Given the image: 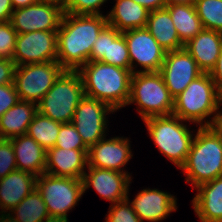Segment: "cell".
<instances>
[{
  "label": "cell",
  "instance_id": "1",
  "mask_svg": "<svg viewBox=\"0 0 222 222\" xmlns=\"http://www.w3.org/2000/svg\"><path fill=\"white\" fill-rule=\"evenodd\" d=\"M107 16L64 13L57 31V62L78 71L89 62L95 40L107 25Z\"/></svg>",
  "mask_w": 222,
  "mask_h": 222
},
{
  "label": "cell",
  "instance_id": "2",
  "mask_svg": "<svg viewBox=\"0 0 222 222\" xmlns=\"http://www.w3.org/2000/svg\"><path fill=\"white\" fill-rule=\"evenodd\" d=\"M78 72L85 96L103 101L115 111L128 105L131 69L89 61Z\"/></svg>",
  "mask_w": 222,
  "mask_h": 222
},
{
  "label": "cell",
  "instance_id": "3",
  "mask_svg": "<svg viewBox=\"0 0 222 222\" xmlns=\"http://www.w3.org/2000/svg\"><path fill=\"white\" fill-rule=\"evenodd\" d=\"M180 169L193 188L222 176V140L212 127H198Z\"/></svg>",
  "mask_w": 222,
  "mask_h": 222
},
{
  "label": "cell",
  "instance_id": "4",
  "mask_svg": "<svg viewBox=\"0 0 222 222\" xmlns=\"http://www.w3.org/2000/svg\"><path fill=\"white\" fill-rule=\"evenodd\" d=\"M221 104V92L212 77L209 73H202L174 98L172 114L183 121L200 124V127H211L213 121L221 114V111H218ZM212 114L213 118L206 122V117Z\"/></svg>",
  "mask_w": 222,
  "mask_h": 222
},
{
  "label": "cell",
  "instance_id": "5",
  "mask_svg": "<svg viewBox=\"0 0 222 222\" xmlns=\"http://www.w3.org/2000/svg\"><path fill=\"white\" fill-rule=\"evenodd\" d=\"M156 147L174 165L181 168L187 159L193 134L182 119L173 114L143 120Z\"/></svg>",
  "mask_w": 222,
  "mask_h": 222
},
{
  "label": "cell",
  "instance_id": "6",
  "mask_svg": "<svg viewBox=\"0 0 222 222\" xmlns=\"http://www.w3.org/2000/svg\"><path fill=\"white\" fill-rule=\"evenodd\" d=\"M135 103L141 119L173 113L174 98L164 84L160 72L132 73L128 105Z\"/></svg>",
  "mask_w": 222,
  "mask_h": 222
},
{
  "label": "cell",
  "instance_id": "7",
  "mask_svg": "<svg viewBox=\"0 0 222 222\" xmlns=\"http://www.w3.org/2000/svg\"><path fill=\"white\" fill-rule=\"evenodd\" d=\"M84 96L79 72L64 70L37 103V110L54 121L71 123L76 107Z\"/></svg>",
  "mask_w": 222,
  "mask_h": 222
},
{
  "label": "cell",
  "instance_id": "8",
  "mask_svg": "<svg viewBox=\"0 0 222 222\" xmlns=\"http://www.w3.org/2000/svg\"><path fill=\"white\" fill-rule=\"evenodd\" d=\"M36 189L46 205L50 217L67 218L83 193L82 179L43 173L36 179Z\"/></svg>",
  "mask_w": 222,
  "mask_h": 222
},
{
  "label": "cell",
  "instance_id": "9",
  "mask_svg": "<svg viewBox=\"0 0 222 222\" xmlns=\"http://www.w3.org/2000/svg\"><path fill=\"white\" fill-rule=\"evenodd\" d=\"M63 71L57 61L16 66L13 83L19 99L38 103Z\"/></svg>",
  "mask_w": 222,
  "mask_h": 222
},
{
  "label": "cell",
  "instance_id": "10",
  "mask_svg": "<svg viewBox=\"0 0 222 222\" xmlns=\"http://www.w3.org/2000/svg\"><path fill=\"white\" fill-rule=\"evenodd\" d=\"M115 112L107 103L84 96L76 107L71 123L81 136L85 146L89 149L99 140L106 138V115Z\"/></svg>",
  "mask_w": 222,
  "mask_h": 222
},
{
  "label": "cell",
  "instance_id": "11",
  "mask_svg": "<svg viewBox=\"0 0 222 222\" xmlns=\"http://www.w3.org/2000/svg\"><path fill=\"white\" fill-rule=\"evenodd\" d=\"M63 14L62 6L52 2L38 1L27 7L15 9L10 22L17 34L58 31Z\"/></svg>",
  "mask_w": 222,
  "mask_h": 222
},
{
  "label": "cell",
  "instance_id": "12",
  "mask_svg": "<svg viewBox=\"0 0 222 222\" xmlns=\"http://www.w3.org/2000/svg\"><path fill=\"white\" fill-rule=\"evenodd\" d=\"M12 60L16 66L57 61V31L17 34Z\"/></svg>",
  "mask_w": 222,
  "mask_h": 222
},
{
  "label": "cell",
  "instance_id": "13",
  "mask_svg": "<svg viewBox=\"0 0 222 222\" xmlns=\"http://www.w3.org/2000/svg\"><path fill=\"white\" fill-rule=\"evenodd\" d=\"M124 34L131 64L135 73L136 61L144 70L140 72H159L164 62L166 51L159 45L146 28H136L122 32Z\"/></svg>",
  "mask_w": 222,
  "mask_h": 222
},
{
  "label": "cell",
  "instance_id": "14",
  "mask_svg": "<svg viewBox=\"0 0 222 222\" xmlns=\"http://www.w3.org/2000/svg\"><path fill=\"white\" fill-rule=\"evenodd\" d=\"M159 72L173 98L203 73L185 48L166 52Z\"/></svg>",
  "mask_w": 222,
  "mask_h": 222
},
{
  "label": "cell",
  "instance_id": "15",
  "mask_svg": "<svg viewBox=\"0 0 222 222\" xmlns=\"http://www.w3.org/2000/svg\"><path fill=\"white\" fill-rule=\"evenodd\" d=\"M88 173L82 177L83 193L91 186L104 200L112 204L125 200L128 197L131 176L119 171L87 167Z\"/></svg>",
  "mask_w": 222,
  "mask_h": 222
},
{
  "label": "cell",
  "instance_id": "16",
  "mask_svg": "<svg viewBox=\"0 0 222 222\" xmlns=\"http://www.w3.org/2000/svg\"><path fill=\"white\" fill-rule=\"evenodd\" d=\"M129 142L124 137L99 140L88 149L87 166L119 171L130 176L128 171L122 169L133 156Z\"/></svg>",
  "mask_w": 222,
  "mask_h": 222
},
{
  "label": "cell",
  "instance_id": "17",
  "mask_svg": "<svg viewBox=\"0 0 222 222\" xmlns=\"http://www.w3.org/2000/svg\"><path fill=\"white\" fill-rule=\"evenodd\" d=\"M89 61H100L123 69H131L124 34L107 24L93 44Z\"/></svg>",
  "mask_w": 222,
  "mask_h": 222
},
{
  "label": "cell",
  "instance_id": "18",
  "mask_svg": "<svg viewBox=\"0 0 222 222\" xmlns=\"http://www.w3.org/2000/svg\"><path fill=\"white\" fill-rule=\"evenodd\" d=\"M131 206L142 222L164 220L177 210L175 196L158 189H143L133 199Z\"/></svg>",
  "mask_w": 222,
  "mask_h": 222
},
{
  "label": "cell",
  "instance_id": "19",
  "mask_svg": "<svg viewBox=\"0 0 222 222\" xmlns=\"http://www.w3.org/2000/svg\"><path fill=\"white\" fill-rule=\"evenodd\" d=\"M88 149H62L52 147L46 150L45 173L54 176L82 179L88 165ZM86 165V167H85Z\"/></svg>",
  "mask_w": 222,
  "mask_h": 222
},
{
  "label": "cell",
  "instance_id": "20",
  "mask_svg": "<svg viewBox=\"0 0 222 222\" xmlns=\"http://www.w3.org/2000/svg\"><path fill=\"white\" fill-rule=\"evenodd\" d=\"M222 47V32L203 29L193 39L184 44L185 50L196 61L203 73L214 68Z\"/></svg>",
  "mask_w": 222,
  "mask_h": 222
},
{
  "label": "cell",
  "instance_id": "21",
  "mask_svg": "<svg viewBox=\"0 0 222 222\" xmlns=\"http://www.w3.org/2000/svg\"><path fill=\"white\" fill-rule=\"evenodd\" d=\"M192 200L201 222H222V176L199 185Z\"/></svg>",
  "mask_w": 222,
  "mask_h": 222
},
{
  "label": "cell",
  "instance_id": "22",
  "mask_svg": "<svg viewBox=\"0 0 222 222\" xmlns=\"http://www.w3.org/2000/svg\"><path fill=\"white\" fill-rule=\"evenodd\" d=\"M37 177L20 170L10 172L0 179L1 213H7L16 207L22 199L36 189ZM5 209V210H4Z\"/></svg>",
  "mask_w": 222,
  "mask_h": 222
},
{
  "label": "cell",
  "instance_id": "23",
  "mask_svg": "<svg viewBox=\"0 0 222 222\" xmlns=\"http://www.w3.org/2000/svg\"><path fill=\"white\" fill-rule=\"evenodd\" d=\"M15 152L17 170L38 177L45 173L46 150L27 134L9 139Z\"/></svg>",
  "mask_w": 222,
  "mask_h": 222
},
{
  "label": "cell",
  "instance_id": "24",
  "mask_svg": "<svg viewBox=\"0 0 222 222\" xmlns=\"http://www.w3.org/2000/svg\"><path fill=\"white\" fill-rule=\"evenodd\" d=\"M37 112V103L19 100L0 117V139L25 135Z\"/></svg>",
  "mask_w": 222,
  "mask_h": 222
},
{
  "label": "cell",
  "instance_id": "25",
  "mask_svg": "<svg viewBox=\"0 0 222 222\" xmlns=\"http://www.w3.org/2000/svg\"><path fill=\"white\" fill-rule=\"evenodd\" d=\"M107 16V23L120 32L145 28L149 12L132 0H116L115 6Z\"/></svg>",
  "mask_w": 222,
  "mask_h": 222
},
{
  "label": "cell",
  "instance_id": "26",
  "mask_svg": "<svg viewBox=\"0 0 222 222\" xmlns=\"http://www.w3.org/2000/svg\"><path fill=\"white\" fill-rule=\"evenodd\" d=\"M145 28L166 52L184 48L166 7L150 11Z\"/></svg>",
  "mask_w": 222,
  "mask_h": 222
},
{
  "label": "cell",
  "instance_id": "27",
  "mask_svg": "<svg viewBox=\"0 0 222 222\" xmlns=\"http://www.w3.org/2000/svg\"><path fill=\"white\" fill-rule=\"evenodd\" d=\"M166 8L169 10L177 34L183 44L193 39L204 29L194 4H173L166 6Z\"/></svg>",
  "mask_w": 222,
  "mask_h": 222
},
{
  "label": "cell",
  "instance_id": "28",
  "mask_svg": "<svg viewBox=\"0 0 222 222\" xmlns=\"http://www.w3.org/2000/svg\"><path fill=\"white\" fill-rule=\"evenodd\" d=\"M10 212H13L10 216L16 222H43L50 217L41 193L37 189L22 199Z\"/></svg>",
  "mask_w": 222,
  "mask_h": 222
},
{
  "label": "cell",
  "instance_id": "29",
  "mask_svg": "<svg viewBox=\"0 0 222 222\" xmlns=\"http://www.w3.org/2000/svg\"><path fill=\"white\" fill-rule=\"evenodd\" d=\"M62 124L63 123L54 121L37 112L31 121L26 134L47 150L55 147L60 126Z\"/></svg>",
  "mask_w": 222,
  "mask_h": 222
},
{
  "label": "cell",
  "instance_id": "30",
  "mask_svg": "<svg viewBox=\"0 0 222 222\" xmlns=\"http://www.w3.org/2000/svg\"><path fill=\"white\" fill-rule=\"evenodd\" d=\"M194 6L204 29L222 32V0H195Z\"/></svg>",
  "mask_w": 222,
  "mask_h": 222
},
{
  "label": "cell",
  "instance_id": "31",
  "mask_svg": "<svg viewBox=\"0 0 222 222\" xmlns=\"http://www.w3.org/2000/svg\"><path fill=\"white\" fill-rule=\"evenodd\" d=\"M55 147L62 149H88L83 143L80 134L72 123H63L60 126Z\"/></svg>",
  "mask_w": 222,
  "mask_h": 222
},
{
  "label": "cell",
  "instance_id": "32",
  "mask_svg": "<svg viewBox=\"0 0 222 222\" xmlns=\"http://www.w3.org/2000/svg\"><path fill=\"white\" fill-rule=\"evenodd\" d=\"M105 220L106 222H142L134 212L129 197L111 204Z\"/></svg>",
  "mask_w": 222,
  "mask_h": 222
},
{
  "label": "cell",
  "instance_id": "33",
  "mask_svg": "<svg viewBox=\"0 0 222 222\" xmlns=\"http://www.w3.org/2000/svg\"><path fill=\"white\" fill-rule=\"evenodd\" d=\"M17 31L10 21L0 22V59H13Z\"/></svg>",
  "mask_w": 222,
  "mask_h": 222
},
{
  "label": "cell",
  "instance_id": "34",
  "mask_svg": "<svg viewBox=\"0 0 222 222\" xmlns=\"http://www.w3.org/2000/svg\"><path fill=\"white\" fill-rule=\"evenodd\" d=\"M107 0H67L64 13L77 15H100L99 7Z\"/></svg>",
  "mask_w": 222,
  "mask_h": 222
},
{
  "label": "cell",
  "instance_id": "35",
  "mask_svg": "<svg viewBox=\"0 0 222 222\" xmlns=\"http://www.w3.org/2000/svg\"><path fill=\"white\" fill-rule=\"evenodd\" d=\"M17 170L15 152L9 139H0V179Z\"/></svg>",
  "mask_w": 222,
  "mask_h": 222
},
{
  "label": "cell",
  "instance_id": "36",
  "mask_svg": "<svg viewBox=\"0 0 222 222\" xmlns=\"http://www.w3.org/2000/svg\"><path fill=\"white\" fill-rule=\"evenodd\" d=\"M14 83L0 85V117L19 101Z\"/></svg>",
  "mask_w": 222,
  "mask_h": 222
},
{
  "label": "cell",
  "instance_id": "37",
  "mask_svg": "<svg viewBox=\"0 0 222 222\" xmlns=\"http://www.w3.org/2000/svg\"><path fill=\"white\" fill-rule=\"evenodd\" d=\"M15 67L13 60L0 59V85L13 83Z\"/></svg>",
  "mask_w": 222,
  "mask_h": 222
},
{
  "label": "cell",
  "instance_id": "38",
  "mask_svg": "<svg viewBox=\"0 0 222 222\" xmlns=\"http://www.w3.org/2000/svg\"><path fill=\"white\" fill-rule=\"evenodd\" d=\"M209 74L212 77V80L214 81L218 90L222 92V47L218 56V60L216 61L214 68Z\"/></svg>",
  "mask_w": 222,
  "mask_h": 222
},
{
  "label": "cell",
  "instance_id": "39",
  "mask_svg": "<svg viewBox=\"0 0 222 222\" xmlns=\"http://www.w3.org/2000/svg\"><path fill=\"white\" fill-rule=\"evenodd\" d=\"M13 11L11 0H0V22L10 21Z\"/></svg>",
  "mask_w": 222,
  "mask_h": 222
},
{
  "label": "cell",
  "instance_id": "40",
  "mask_svg": "<svg viewBox=\"0 0 222 222\" xmlns=\"http://www.w3.org/2000/svg\"><path fill=\"white\" fill-rule=\"evenodd\" d=\"M132 1L142 5L148 11H155L157 9L166 7L164 0H132Z\"/></svg>",
  "mask_w": 222,
  "mask_h": 222
},
{
  "label": "cell",
  "instance_id": "41",
  "mask_svg": "<svg viewBox=\"0 0 222 222\" xmlns=\"http://www.w3.org/2000/svg\"><path fill=\"white\" fill-rule=\"evenodd\" d=\"M39 0H11L13 9L27 7L31 4L38 2ZM16 7V8H15Z\"/></svg>",
  "mask_w": 222,
  "mask_h": 222
},
{
  "label": "cell",
  "instance_id": "42",
  "mask_svg": "<svg viewBox=\"0 0 222 222\" xmlns=\"http://www.w3.org/2000/svg\"><path fill=\"white\" fill-rule=\"evenodd\" d=\"M211 127L216 131L222 140V112L221 114L213 121Z\"/></svg>",
  "mask_w": 222,
  "mask_h": 222
},
{
  "label": "cell",
  "instance_id": "43",
  "mask_svg": "<svg viewBox=\"0 0 222 222\" xmlns=\"http://www.w3.org/2000/svg\"><path fill=\"white\" fill-rule=\"evenodd\" d=\"M166 6L173 4H194L195 0H164Z\"/></svg>",
  "mask_w": 222,
  "mask_h": 222
},
{
  "label": "cell",
  "instance_id": "44",
  "mask_svg": "<svg viewBox=\"0 0 222 222\" xmlns=\"http://www.w3.org/2000/svg\"><path fill=\"white\" fill-rule=\"evenodd\" d=\"M0 222H16L11 216L10 213H1L0 212Z\"/></svg>",
  "mask_w": 222,
  "mask_h": 222
},
{
  "label": "cell",
  "instance_id": "45",
  "mask_svg": "<svg viewBox=\"0 0 222 222\" xmlns=\"http://www.w3.org/2000/svg\"><path fill=\"white\" fill-rule=\"evenodd\" d=\"M69 220L66 218H58V217H49L45 219L43 222H68Z\"/></svg>",
  "mask_w": 222,
  "mask_h": 222
},
{
  "label": "cell",
  "instance_id": "46",
  "mask_svg": "<svg viewBox=\"0 0 222 222\" xmlns=\"http://www.w3.org/2000/svg\"><path fill=\"white\" fill-rule=\"evenodd\" d=\"M39 1L52 2V3H55V4H58V5L62 6L63 8H64V5L67 2V0H39Z\"/></svg>",
  "mask_w": 222,
  "mask_h": 222
}]
</instances>
